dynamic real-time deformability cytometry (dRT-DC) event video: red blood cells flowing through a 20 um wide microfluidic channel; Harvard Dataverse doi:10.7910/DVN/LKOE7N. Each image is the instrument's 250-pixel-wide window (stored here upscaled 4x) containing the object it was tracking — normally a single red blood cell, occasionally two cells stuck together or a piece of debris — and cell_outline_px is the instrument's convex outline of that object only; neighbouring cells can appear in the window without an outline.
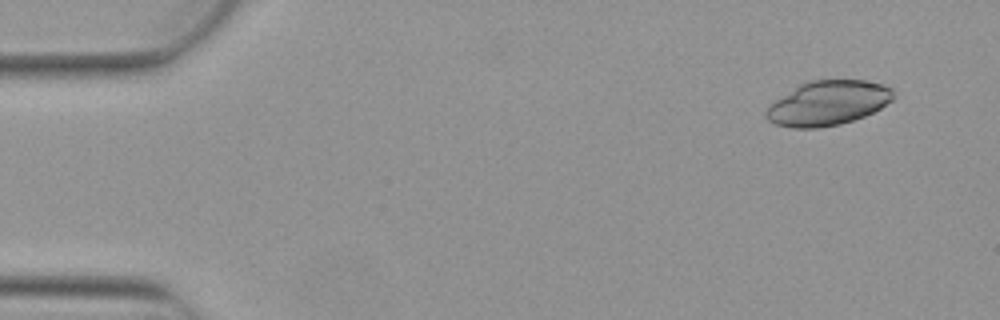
{"species": "Egyptian fruit bat (a non-hibernating species)", "species_latin": "Rousettus aegyptiacus", "temperature_condition": "warm", "stored_images_in_passage": 4, "camera_frame_rate_fps": 3000, "um_per_image_px": 0.085, "animal": {"sex": "female"}, "frame": {"image": 1, "passage_image": 1, "time_ms": 0.0, "image_size_px": [1000, 320], "cell_outline_px": [[892, 100], [880, 108], [864, 116], [840, 124], [820, 128], [792, 128], [776, 124], [768, 120], [764, 116], [764, 112], [776, 100], [800, 84], [812, 80], [864, 80], [884, 84], [892, 88]], "centroid_in_image_um": [70.37, 8.77], "position_along_channel_um": 14.6, "area_um2": 32.77}}